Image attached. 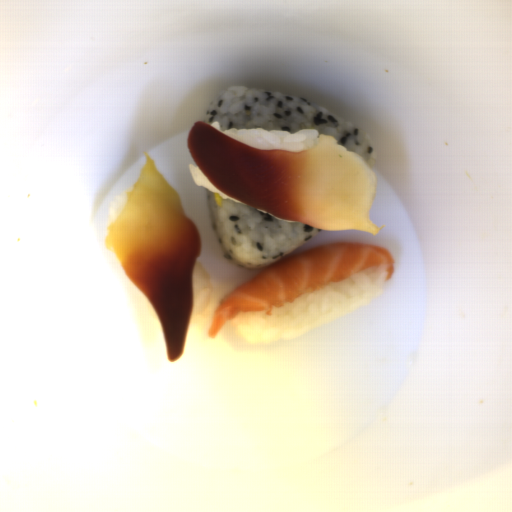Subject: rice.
<instances>
[{"label": "rice", "instance_id": "obj_7", "mask_svg": "<svg viewBox=\"0 0 512 512\" xmlns=\"http://www.w3.org/2000/svg\"><path fill=\"white\" fill-rule=\"evenodd\" d=\"M132 188L133 186L125 188L110 201L108 205V227L112 222L116 220L120 212L125 207L128 198V192L131 191Z\"/></svg>", "mask_w": 512, "mask_h": 512}, {"label": "rice", "instance_id": "obj_2", "mask_svg": "<svg viewBox=\"0 0 512 512\" xmlns=\"http://www.w3.org/2000/svg\"><path fill=\"white\" fill-rule=\"evenodd\" d=\"M387 266L360 270L340 282L311 291L293 303L285 302L264 311H247L228 322L240 342L262 346L277 341H290L339 318L378 296L387 279Z\"/></svg>", "mask_w": 512, "mask_h": 512}, {"label": "rice", "instance_id": "obj_5", "mask_svg": "<svg viewBox=\"0 0 512 512\" xmlns=\"http://www.w3.org/2000/svg\"><path fill=\"white\" fill-rule=\"evenodd\" d=\"M212 276L197 260L193 270L192 302L190 314L205 312L212 297Z\"/></svg>", "mask_w": 512, "mask_h": 512}, {"label": "rice", "instance_id": "obj_8", "mask_svg": "<svg viewBox=\"0 0 512 512\" xmlns=\"http://www.w3.org/2000/svg\"><path fill=\"white\" fill-rule=\"evenodd\" d=\"M255 209H256V210H258V211H260V212H263V213H265V214H270V213H268V212H266V211H263V210H261V209H259V208H256V207H255ZM270 215L274 216L275 218H277V219H279V220H286V221H292V222H293V221H295V220H291V219H282V218L277 217V216H275V215H273V214H270Z\"/></svg>", "mask_w": 512, "mask_h": 512}, {"label": "rice", "instance_id": "obj_3", "mask_svg": "<svg viewBox=\"0 0 512 512\" xmlns=\"http://www.w3.org/2000/svg\"><path fill=\"white\" fill-rule=\"evenodd\" d=\"M211 222L228 260L239 267L262 269L311 241L322 229L280 220L256 207L221 198L206 188Z\"/></svg>", "mask_w": 512, "mask_h": 512}, {"label": "rice", "instance_id": "obj_6", "mask_svg": "<svg viewBox=\"0 0 512 512\" xmlns=\"http://www.w3.org/2000/svg\"><path fill=\"white\" fill-rule=\"evenodd\" d=\"M189 171L192 175V178H193L195 184H197L198 186H203L210 192L217 193L220 197H222L224 199H230L233 202L243 203V202L238 201L232 197L227 196L221 190H219L213 184V182L206 176V174L200 169V167L198 165L189 164Z\"/></svg>", "mask_w": 512, "mask_h": 512}, {"label": "rice", "instance_id": "obj_1", "mask_svg": "<svg viewBox=\"0 0 512 512\" xmlns=\"http://www.w3.org/2000/svg\"><path fill=\"white\" fill-rule=\"evenodd\" d=\"M204 122H219L221 130H317L319 137L331 135L337 145L361 155L371 169L375 165V147L360 128L320 105L275 91L228 86L207 106Z\"/></svg>", "mask_w": 512, "mask_h": 512}, {"label": "rice", "instance_id": "obj_4", "mask_svg": "<svg viewBox=\"0 0 512 512\" xmlns=\"http://www.w3.org/2000/svg\"><path fill=\"white\" fill-rule=\"evenodd\" d=\"M210 126L234 140L260 150H284L295 153L314 149L320 141L317 129H300L297 133L272 129L266 131L258 127L222 129L219 121H214Z\"/></svg>", "mask_w": 512, "mask_h": 512}]
</instances>
